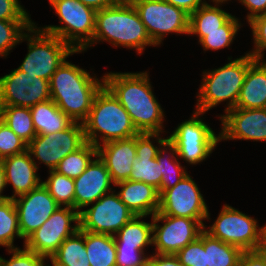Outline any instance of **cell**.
Wrapping results in <instances>:
<instances>
[{
  "mask_svg": "<svg viewBox=\"0 0 266 266\" xmlns=\"http://www.w3.org/2000/svg\"><path fill=\"white\" fill-rule=\"evenodd\" d=\"M239 266H266V249L244 251Z\"/></svg>",
  "mask_w": 266,
  "mask_h": 266,
  "instance_id": "obj_44",
  "label": "cell"
},
{
  "mask_svg": "<svg viewBox=\"0 0 266 266\" xmlns=\"http://www.w3.org/2000/svg\"><path fill=\"white\" fill-rule=\"evenodd\" d=\"M224 1H228V0H213V2L216 3V5H217V3H223Z\"/></svg>",
  "mask_w": 266,
  "mask_h": 266,
  "instance_id": "obj_51",
  "label": "cell"
},
{
  "mask_svg": "<svg viewBox=\"0 0 266 266\" xmlns=\"http://www.w3.org/2000/svg\"><path fill=\"white\" fill-rule=\"evenodd\" d=\"M134 214L120 200L118 194L103 195L96 203L84 211H79V227L83 231L112 235L132 218Z\"/></svg>",
  "mask_w": 266,
  "mask_h": 266,
  "instance_id": "obj_13",
  "label": "cell"
},
{
  "mask_svg": "<svg viewBox=\"0 0 266 266\" xmlns=\"http://www.w3.org/2000/svg\"><path fill=\"white\" fill-rule=\"evenodd\" d=\"M97 155L105 163L113 184L128 180L136 160V135L99 145Z\"/></svg>",
  "mask_w": 266,
  "mask_h": 266,
  "instance_id": "obj_20",
  "label": "cell"
},
{
  "mask_svg": "<svg viewBox=\"0 0 266 266\" xmlns=\"http://www.w3.org/2000/svg\"><path fill=\"white\" fill-rule=\"evenodd\" d=\"M18 0H0V20L31 21Z\"/></svg>",
  "mask_w": 266,
  "mask_h": 266,
  "instance_id": "obj_43",
  "label": "cell"
},
{
  "mask_svg": "<svg viewBox=\"0 0 266 266\" xmlns=\"http://www.w3.org/2000/svg\"><path fill=\"white\" fill-rule=\"evenodd\" d=\"M92 156H97V147L86 141L79 149L65 156L59 162L55 171L69 178L76 179L91 163Z\"/></svg>",
  "mask_w": 266,
  "mask_h": 266,
  "instance_id": "obj_33",
  "label": "cell"
},
{
  "mask_svg": "<svg viewBox=\"0 0 266 266\" xmlns=\"http://www.w3.org/2000/svg\"><path fill=\"white\" fill-rule=\"evenodd\" d=\"M85 248L90 266H116L114 235L85 231Z\"/></svg>",
  "mask_w": 266,
  "mask_h": 266,
  "instance_id": "obj_27",
  "label": "cell"
},
{
  "mask_svg": "<svg viewBox=\"0 0 266 266\" xmlns=\"http://www.w3.org/2000/svg\"><path fill=\"white\" fill-rule=\"evenodd\" d=\"M235 108H266V62L255 60L249 66Z\"/></svg>",
  "mask_w": 266,
  "mask_h": 266,
  "instance_id": "obj_24",
  "label": "cell"
},
{
  "mask_svg": "<svg viewBox=\"0 0 266 266\" xmlns=\"http://www.w3.org/2000/svg\"><path fill=\"white\" fill-rule=\"evenodd\" d=\"M51 99L49 81L14 69L0 78V106L31 108Z\"/></svg>",
  "mask_w": 266,
  "mask_h": 266,
  "instance_id": "obj_15",
  "label": "cell"
},
{
  "mask_svg": "<svg viewBox=\"0 0 266 266\" xmlns=\"http://www.w3.org/2000/svg\"><path fill=\"white\" fill-rule=\"evenodd\" d=\"M255 60L252 55L247 53L223 67L204 72L196 111L205 113L225 100H230L225 109L226 112L235 108L247 70Z\"/></svg>",
  "mask_w": 266,
  "mask_h": 266,
  "instance_id": "obj_5",
  "label": "cell"
},
{
  "mask_svg": "<svg viewBox=\"0 0 266 266\" xmlns=\"http://www.w3.org/2000/svg\"><path fill=\"white\" fill-rule=\"evenodd\" d=\"M149 258L139 248L116 247V266H148Z\"/></svg>",
  "mask_w": 266,
  "mask_h": 266,
  "instance_id": "obj_41",
  "label": "cell"
},
{
  "mask_svg": "<svg viewBox=\"0 0 266 266\" xmlns=\"http://www.w3.org/2000/svg\"><path fill=\"white\" fill-rule=\"evenodd\" d=\"M118 2H131L133 0H117Z\"/></svg>",
  "mask_w": 266,
  "mask_h": 266,
  "instance_id": "obj_52",
  "label": "cell"
},
{
  "mask_svg": "<svg viewBox=\"0 0 266 266\" xmlns=\"http://www.w3.org/2000/svg\"><path fill=\"white\" fill-rule=\"evenodd\" d=\"M15 236L22 238L14 200L9 198L0 202V245L6 246L8 249H14Z\"/></svg>",
  "mask_w": 266,
  "mask_h": 266,
  "instance_id": "obj_34",
  "label": "cell"
},
{
  "mask_svg": "<svg viewBox=\"0 0 266 266\" xmlns=\"http://www.w3.org/2000/svg\"><path fill=\"white\" fill-rule=\"evenodd\" d=\"M175 255L184 266H206L204 231Z\"/></svg>",
  "mask_w": 266,
  "mask_h": 266,
  "instance_id": "obj_39",
  "label": "cell"
},
{
  "mask_svg": "<svg viewBox=\"0 0 266 266\" xmlns=\"http://www.w3.org/2000/svg\"><path fill=\"white\" fill-rule=\"evenodd\" d=\"M30 111L36 135L65 130L74 122L51 99L34 105Z\"/></svg>",
  "mask_w": 266,
  "mask_h": 266,
  "instance_id": "obj_25",
  "label": "cell"
},
{
  "mask_svg": "<svg viewBox=\"0 0 266 266\" xmlns=\"http://www.w3.org/2000/svg\"><path fill=\"white\" fill-rule=\"evenodd\" d=\"M59 206L56 211L26 240L24 247L43 257L50 258L65 241L79 230V212ZM71 222L76 225L71 227Z\"/></svg>",
  "mask_w": 266,
  "mask_h": 266,
  "instance_id": "obj_10",
  "label": "cell"
},
{
  "mask_svg": "<svg viewBox=\"0 0 266 266\" xmlns=\"http://www.w3.org/2000/svg\"><path fill=\"white\" fill-rule=\"evenodd\" d=\"M33 24L32 21L0 20V56L7 55L12 47L22 41L23 30L28 31Z\"/></svg>",
  "mask_w": 266,
  "mask_h": 266,
  "instance_id": "obj_37",
  "label": "cell"
},
{
  "mask_svg": "<svg viewBox=\"0 0 266 266\" xmlns=\"http://www.w3.org/2000/svg\"><path fill=\"white\" fill-rule=\"evenodd\" d=\"M114 185L121 187L118 196L134 215L146 217L158 212L159 193L153 186L131 180H124Z\"/></svg>",
  "mask_w": 266,
  "mask_h": 266,
  "instance_id": "obj_23",
  "label": "cell"
},
{
  "mask_svg": "<svg viewBox=\"0 0 266 266\" xmlns=\"http://www.w3.org/2000/svg\"><path fill=\"white\" fill-rule=\"evenodd\" d=\"M97 40L108 41L114 46L136 48L139 54L145 46L155 45L131 2H117L96 11L95 31L90 46Z\"/></svg>",
  "mask_w": 266,
  "mask_h": 266,
  "instance_id": "obj_3",
  "label": "cell"
},
{
  "mask_svg": "<svg viewBox=\"0 0 266 266\" xmlns=\"http://www.w3.org/2000/svg\"><path fill=\"white\" fill-rule=\"evenodd\" d=\"M249 23L252 28L256 46V49H254L255 51L249 54L260 61L263 58L262 51L266 49V15L257 16L249 21Z\"/></svg>",
  "mask_w": 266,
  "mask_h": 266,
  "instance_id": "obj_42",
  "label": "cell"
},
{
  "mask_svg": "<svg viewBox=\"0 0 266 266\" xmlns=\"http://www.w3.org/2000/svg\"><path fill=\"white\" fill-rule=\"evenodd\" d=\"M144 216L134 215L118 232L114 241L116 247L139 248L144 250L145 246L152 243L151 234H153V222L147 223L139 219Z\"/></svg>",
  "mask_w": 266,
  "mask_h": 266,
  "instance_id": "obj_28",
  "label": "cell"
},
{
  "mask_svg": "<svg viewBox=\"0 0 266 266\" xmlns=\"http://www.w3.org/2000/svg\"><path fill=\"white\" fill-rule=\"evenodd\" d=\"M82 4L93 8L95 11L110 7L116 4L117 0H78Z\"/></svg>",
  "mask_w": 266,
  "mask_h": 266,
  "instance_id": "obj_48",
  "label": "cell"
},
{
  "mask_svg": "<svg viewBox=\"0 0 266 266\" xmlns=\"http://www.w3.org/2000/svg\"><path fill=\"white\" fill-rule=\"evenodd\" d=\"M222 139L266 141V108H233L221 116Z\"/></svg>",
  "mask_w": 266,
  "mask_h": 266,
  "instance_id": "obj_18",
  "label": "cell"
},
{
  "mask_svg": "<svg viewBox=\"0 0 266 266\" xmlns=\"http://www.w3.org/2000/svg\"><path fill=\"white\" fill-rule=\"evenodd\" d=\"M167 3L172 4L175 7H178L191 15L193 12L198 10L201 5H205L206 2H202V0H163Z\"/></svg>",
  "mask_w": 266,
  "mask_h": 266,
  "instance_id": "obj_47",
  "label": "cell"
},
{
  "mask_svg": "<svg viewBox=\"0 0 266 266\" xmlns=\"http://www.w3.org/2000/svg\"><path fill=\"white\" fill-rule=\"evenodd\" d=\"M104 85L82 68L64 61L52 75L49 86L51 100L74 122L83 123L93 99Z\"/></svg>",
  "mask_w": 266,
  "mask_h": 266,
  "instance_id": "obj_2",
  "label": "cell"
},
{
  "mask_svg": "<svg viewBox=\"0 0 266 266\" xmlns=\"http://www.w3.org/2000/svg\"><path fill=\"white\" fill-rule=\"evenodd\" d=\"M140 20L155 45L162 42L166 33L189 34L190 15L163 0H133Z\"/></svg>",
  "mask_w": 266,
  "mask_h": 266,
  "instance_id": "obj_9",
  "label": "cell"
},
{
  "mask_svg": "<svg viewBox=\"0 0 266 266\" xmlns=\"http://www.w3.org/2000/svg\"><path fill=\"white\" fill-rule=\"evenodd\" d=\"M53 266H90L85 248V231L77 230L49 258Z\"/></svg>",
  "mask_w": 266,
  "mask_h": 266,
  "instance_id": "obj_26",
  "label": "cell"
},
{
  "mask_svg": "<svg viewBox=\"0 0 266 266\" xmlns=\"http://www.w3.org/2000/svg\"><path fill=\"white\" fill-rule=\"evenodd\" d=\"M200 114L204 113L195 111L191 119L182 122L168 137L176 146L177 155L190 164L205 160L220 141V135L216 136L205 122L198 119Z\"/></svg>",
  "mask_w": 266,
  "mask_h": 266,
  "instance_id": "obj_11",
  "label": "cell"
},
{
  "mask_svg": "<svg viewBox=\"0 0 266 266\" xmlns=\"http://www.w3.org/2000/svg\"><path fill=\"white\" fill-rule=\"evenodd\" d=\"M206 266H239L243 251L229 243L211 237L204 231Z\"/></svg>",
  "mask_w": 266,
  "mask_h": 266,
  "instance_id": "obj_29",
  "label": "cell"
},
{
  "mask_svg": "<svg viewBox=\"0 0 266 266\" xmlns=\"http://www.w3.org/2000/svg\"><path fill=\"white\" fill-rule=\"evenodd\" d=\"M231 17L219 7L206 3L190 15L189 32L223 31V25Z\"/></svg>",
  "mask_w": 266,
  "mask_h": 266,
  "instance_id": "obj_32",
  "label": "cell"
},
{
  "mask_svg": "<svg viewBox=\"0 0 266 266\" xmlns=\"http://www.w3.org/2000/svg\"><path fill=\"white\" fill-rule=\"evenodd\" d=\"M161 220L164 222L163 226L157 224ZM152 222V243L157 248L156 254L175 255L196 240L205 229L197 219L163 215L160 212L152 216Z\"/></svg>",
  "mask_w": 266,
  "mask_h": 266,
  "instance_id": "obj_12",
  "label": "cell"
},
{
  "mask_svg": "<svg viewBox=\"0 0 266 266\" xmlns=\"http://www.w3.org/2000/svg\"><path fill=\"white\" fill-rule=\"evenodd\" d=\"M85 142L83 123L73 122L65 130L36 135L27 145V150L50 170H55L65 156L79 149Z\"/></svg>",
  "mask_w": 266,
  "mask_h": 266,
  "instance_id": "obj_14",
  "label": "cell"
},
{
  "mask_svg": "<svg viewBox=\"0 0 266 266\" xmlns=\"http://www.w3.org/2000/svg\"><path fill=\"white\" fill-rule=\"evenodd\" d=\"M239 1L242 2L251 12L247 16L248 22L257 16L266 15V0H239Z\"/></svg>",
  "mask_w": 266,
  "mask_h": 266,
  "instance_id": "obj_46",
  "label": "cell"
},
{
  "mask_svg": "<svg viewBox=\"0 0 266 266\" xmlns=\"http://www.w3.org/2000/svg\"><path fill=\"white\" fill-rule=\"evenodd\" d=\"M27 143L18 137L12 130L0 119V158L22 153L27 150Z\"/></svg>",
  "mask_w": 266,
  "mask_h": 266,
  "instance_id": "obj_38",
  "label": "cell"
},
{
  "mask_svg": "<svg viewBox=\"0 0 266 266\" xmlns=\"http://www.w3.org/2000/svg\"><path fill=\"white\" fill-rule=\"evenodd\" d=\"M13 200L18 213L19 230L24 240L35 232L59 207L42 183L30 192Z\"/></svg>",
  "mask_w": 266,
  "mask_h": 266,
  "instance_id": "obj_17",
  "label": "cell"
},
{
  "mask_svg": "<svg viewBox=\"0 0 266 266\" xmlns=\"http://www.w3.org/2000/svg\"><path fill=\"white\" fill-rule=\"evenodd\" d=\"M49 2L58 14L60 23L65 25L46 26L42 31L57 36L76 51L87 49L93 40L96 11L78 0H49Z\"/></svg>",
  "mask_w": 266,
  "mask_h": 266,
  "instance_id": "obj_6",
  "label": "cell"
},
{
  "mask_svg": "<svg viewBox=\"0 0 266 266\" xmlns=\"http://www.w3.org/2000/svg\"><path fill=\"white\" fill-rule=\"evenodd\" d=\"M50 176L42 184L48 189L50 195L59 206L64 205L74 209V179L49 170Z\"/></svg>",
  "mask_w": 266,
  "mask_h": 266,
  "instance_id": "obj_35",
  "label": "cell"
},
{
  "mask_svg": "<svg viewBox=\"0 0 266 266\" xmlns=\"http://www.w3.org/2000/svg\"><path fill=\"white\" fill-rule=\"evenodd\" d=\"M102 80L128 112L139 133L162 132L163 110L152 93L146 72L108 73Z\"/></svg>",
  "mask_w": 266,
  "mask_h": 266,
  "instance_id": "obj_1",
  "label": "cell"
},
{
  "mask_svg": "<svg viewBox=\"0 0 266 266\" xmlns=\"http://www.w3.org/2000/svg\"><path fill=\"white\" fill-rule=\"evenodd\" d=\"M157 138V133H138L136 135V160L128 178L131 181H140L157 189L161 183L162 173L160 163L156 160L159 148L152 144L150 138Z\"/></svg>",
  "mask_w": 266,
  "mask_h": 266,
  "instance_id": "obj_21",
  "label": "cell"
},
{
  "mask_svg": "<svg viewBox=\"0 0 266 266\" xmlns=\"http://www.w3.org/2000/svg\"><path fill=\"white\" fill-rule=\"evenodd\" d=\"M240 25L237 18L232 16L224 25L223 31L213 32H189V34H198L199 42L205 48L204 50L212 49L219 50L228 47L235 38V35Z\"/></svg>",
  "mask_w": 266,
  "mask_h": 266,
  "instance_id": "obj_36",
  "label": "cell"
},
{
  "mask_svg": "<svg viewBox=\"0 0 266 266\" xmlns=\"http://www.w3.org/2000/svg\"><path fill=\"white\" fill-rule=\"evenodd\" d=\"M86 170L74 179V209L76 211L89 206L103 195L111 193L110 184L113 183L105 163L97 155Z\"/></svg>",
  "mask_w": 266,
  "mask_h": 266,
  "instance_id": "obj_19",
  "label": "cell"
},
{
  "mask_svg": "<svg viewBox=\"0 0 266 266\" xmlns=\"http://www.w3.org/2000/svg\"><path fill=\"white\" fill-rule=\"evenodd\" d=\"M159 135L160 133H157L158 143L160 146L164 147V150L159 148L160 150H158L156 155V160L158 163H160V169L162 173L161 183L159 186L160 195L164 190L174 187L187 174V172L180 166L179 161L176 158L177 156H175L177 155L176 146L168 138L163 139L160 138ZM165 147H167L170 151L172 150V157L165 158L162 156L163 153H166L165 149L167 148ZM174 176L176 177L175 181L172 180Z\"/></svg>",
  "mask_w": 266,
  "mask_h": 266,
  "instance_id": "obj_30",
  "label": "cell"
},
{
  "mask_svg": "<svg viewBox=\"0 0 266 266\" xmlns=\"http://www.w3.org/2000/svg\"><path fill=\"white\" fill-rule=\"evenodd\" d=\"M36 29L33 25L28 30L30 34L35 33L32 36L23 34V38L29 42V50L18 69L31 76L35 75L50 81L54 72L69 55L81 51H76L57 36L50 35L39 28Z\"/></svg>",
  "mask_w": 266,
  "mask_h": 266,
  "instance_id": "obj_7",
  "label": "cell"
},
{
  "mask_svg": "<svg viewBox=\"0 0 266 266\" xmlns=\"http://www.w3.org/2000/svg\"><path fill=\"white\" fill-rule=\"evenodd\" d=\"M6 185L7 184H6L5 170L3 164L0 163V202L11 198L9 196L1 195Z\"/></svg>",
  "mask_w": 266,
  "mask_h": 266,
  "instance_id": "obj_49",
  "label": "cell"
},
{
  "mask_svg": "<svg viewBox=\"0 0 266 266\" xmlns=\"http://www.w3.org/2000/svg\"><path fill=\"white\" fill-rule=\"evenodd\" d=\"M1 163L5 170L6 184L11 183L14 188L12 199L16 195L30 192L42 183L36 173L38 166L28 150L5 157Z\"/></svg>",
  "mask_w": 266,
  "mask_h": 266,
  "instance_id": "obj_22",
  "label": "cell"
},
{
  "mask_svg": "<svg viewBox=\"0 0 266 266\" xmlns=\"http://www.w3.org/2000/svg\"><path fill=\"white\" fill-rule=\"evenodd\" d=\"M163 215L197 219L209 218L207 205L197 184L186 174L174 187L159 195V209Z\"/></svg>",
  "mask_w": 266,
  "mask_h": 266,
  "instance_id": "obj_16",
  "label": "cell"
},
{
  "mask_svg": "<svg viewBox=\"0 0 266 266\" xmlns=\"http://www.w3.org/2000/svg\"><path fill=\"white\" fill-rule=\"evenodd\" d=\"M0 119L27 144L36 136L28 107L0 106Z\"/></svg>",
  "mask_w": 266,
  "mask_h": 266,
  "instance_id": "obj_31",
  "label": "cell"
},
{
  "mask_svg": "<svg viewBox=\"0 0 266 266\" xmlns=\"http://www.w3.org/2000/svg\"><path fill=\"white\" fill-rule=\"evenodd\" d=\"M211 237L244 251L259 250L263 246V227L257 221L235 208L225 205L209 230Z\"/></svg>",
  "mask_w": 266,
  "mask_h": 266,
  "instance_id": "obj_8",
  "label": "cell"
},
{
  "mask_svg": "<svg viewBox=\"0 0 266 266\" xmlns=\"http://www.w3.org/2000/svg\"><path fill=\"white\" fill-rule=\"evenodd\" d=\"M148 266H184L176 257L170 254H155L149 258Z\"/></svg>",
  "mask_w": 266,
  "mask_h": 266,
  "instance_id": "obj_45",
  "label": "cell"
},
{
  "mask_svg": "<svg viewBox=\"0 0 266 266\" xmlns=\"http://www.w3.org/2000/svg\"><path fill=\"white\" fill-rule=\"evenodd\" d=\"M263 249H266V226L263 227Z\"/></svg>",
  "mask_w": 266,
  "mask_h": 266,
  "instance_id": "obj_50",
  "label": "cell"
},
{
  "mask_svg": "<svg viewBox=\"0 0 266 266\" xmlns=\"http://www.w3.org/2000/svg\"><path fill=\"white\" fill-rule=\"evenodd\" d=\"M85 140L98 147L97 132L102 142L126 139L139 132L131 117L113 93L103 85L93 99L87 119L83 122Z\"/></svg>",
  "mask_w": 266,
  "mask_h": 266,
  "instance_id": "obj_4",
  "label": "cell"
},
{
  "mask_svg": "<svg viewBox=\"0 0 266 266\" xmlns=\"http://www.w3.org/2000/svg\"><path fill=\"white\" fill-rule=\"evenodd\" d=\"M8 252H12L13 256L10 260L2 258L1 266H45L44 259H47L26 248L21 250L15 247L14 249H9Z\"/></svg>",
  "mask_w": 266,
  "mask_h": 266,
  "instance_id": "obj_40",
  "label": "cell"
}]
</instances>
